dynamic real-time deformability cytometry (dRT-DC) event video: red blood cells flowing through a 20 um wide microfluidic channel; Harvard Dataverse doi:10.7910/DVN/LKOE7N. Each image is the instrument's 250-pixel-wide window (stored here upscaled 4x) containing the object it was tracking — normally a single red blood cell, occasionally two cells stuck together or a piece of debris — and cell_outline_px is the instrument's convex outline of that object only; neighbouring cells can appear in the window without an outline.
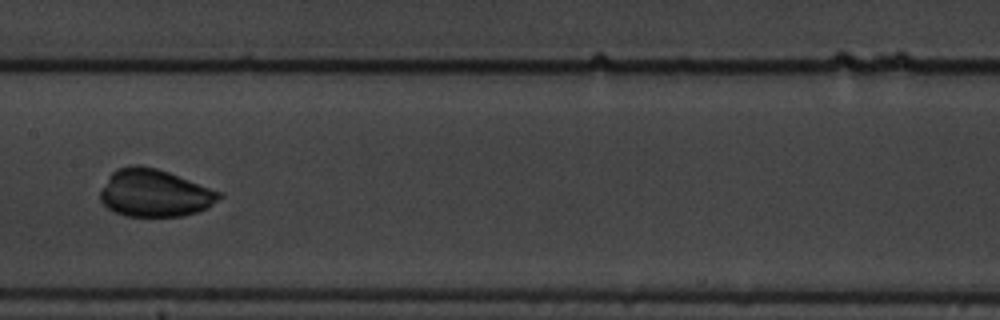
{"species": "common noctule bat (a hibernating species)", "species_latin": "Nyctalus noctula", "temperature_condition": "warm", "stored_images_in_passage": 14, "camera_frame_rate_fps": 3000, "um_per_image_px": 0.085, "animal": {"sex": "male", "body_mass_g": 19.5, "forearm_length_mm": 54.6}, "frame": {"image": 1, "passage_image": 7, "time_ms": 2.0, "image_size_px": [1000, 320], "cell_outline_px": [[224, 196], [208, 208], [184, 216], [124, 216], [112, 212], [100, 200], [100, 192], [112, 172], [116, 168], [132, 164], [140, 164], [156, 168], [168, 172], [224, 192]], "centroid_in_image_um": [13.17, 16.41], "position_along_channel_um": 194.2, "area_um2": 33.23}}
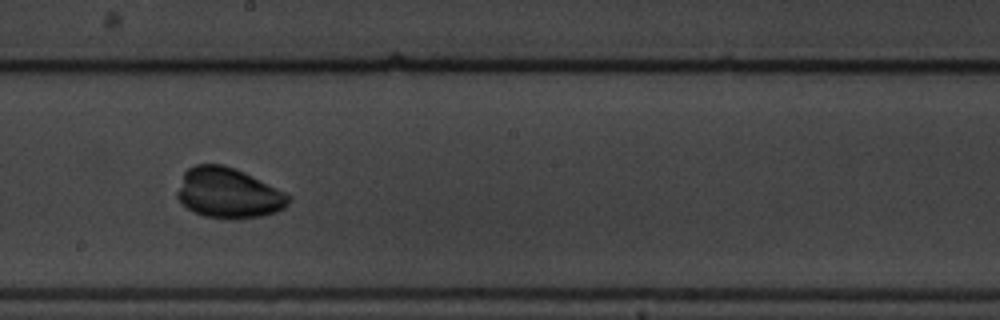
{"frame": {"image": 2, "passage_image": 8, "time_ms": 2.333, "image_size_px": [1000, 320], "cell_outline_px": [[292, 196], [288, 204], [284, 208], [276, 212], [260, 216], [204, 216], [192, 212], [176, 196], [176, 192], [184, 172], [188, 168], [196, 164], [224, 164], [244, 172]], "centroid_in_image_um": [19.39, 16.37], "position_along_channel_um": 228.8, "area_um2": 31.85}}
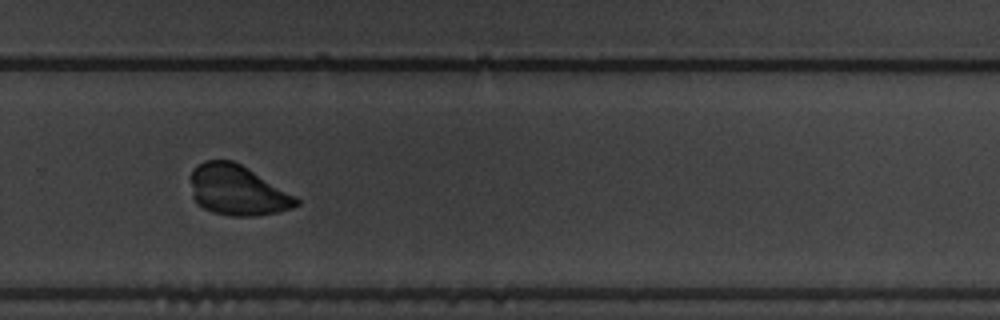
{"frame": {"image": 3, "passage_image": 10, "time_ms": 3.0, "image_size_px": [1000, 320], "cell_outline_px": [[300, 204], [292, 208], [276, 212], [256, 216], [232, 216], [212, 212], [204, 208], [192, 196], [192, 168], [196, 164], [204, 160], [232, 160], [248, 168], [296, 196], [300, 200]], "centroid_in_image_um": [20.19, 16.17], "position_along_channel_um": 309.6, "area_um2": 30.81}}